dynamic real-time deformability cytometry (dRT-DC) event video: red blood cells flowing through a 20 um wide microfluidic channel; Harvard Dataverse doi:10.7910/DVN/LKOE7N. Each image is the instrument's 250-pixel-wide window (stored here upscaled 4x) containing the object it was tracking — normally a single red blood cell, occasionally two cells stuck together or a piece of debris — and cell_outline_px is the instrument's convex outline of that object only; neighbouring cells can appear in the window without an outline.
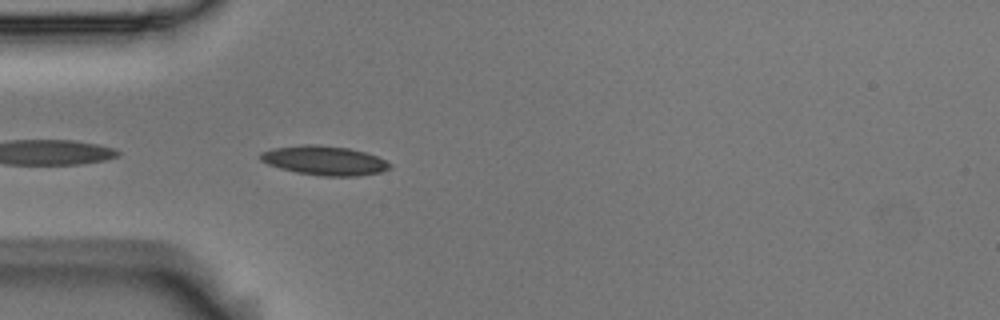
{"species": "Egyptian fruit bat (a non-hibernating species)", "species_latin": "Rousettus aegyptiacus", "temperature_condition": "room temperature", "stored_images_in_passage": 11, "camera_frame_rate_fps": 3000, "um_per_image_px": 0.085, "animal": {"sex": "male"}, "frame": {"image": 1, "passage_image": 2, "time_ms": 0.333, "image_size_px": [1000, 320], "cell_outline_px": [[392, 168], [380, 172], [356, 176], [320, 176], [296, 172], [280, 168], [268, 164], [260, 160], [260, 152], [272, 148], [304, 144], [316, 144], [348, 148], [364, 152], [376, 156], [392, 164]], "centroid_in_image_um": [27.56, 13.64], "position_along_channel_um": 57.4, "area_um2": 22.08}}